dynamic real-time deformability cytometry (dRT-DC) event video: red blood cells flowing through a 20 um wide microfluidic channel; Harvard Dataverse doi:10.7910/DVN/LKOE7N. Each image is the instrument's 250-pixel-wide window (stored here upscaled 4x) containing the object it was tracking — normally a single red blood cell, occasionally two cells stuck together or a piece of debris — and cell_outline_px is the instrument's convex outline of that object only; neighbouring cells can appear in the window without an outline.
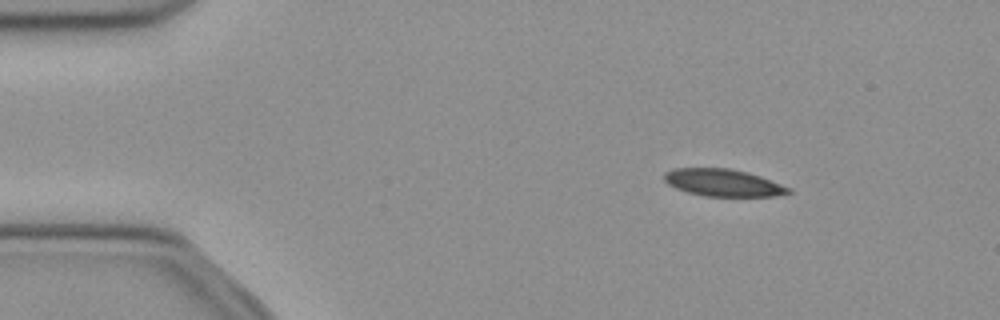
{"species": "common noctule bat (a hibernating species)", "species_latin": "Nyctalus noctula", "temperature_condition": "cold", "stored_images_in_passage": 45, "camera_frame_rate_fps": 3000, "um_per_image_px": 0.085, "animal": {"sex": "female", "body_mass_g": 21.9}, "frame": {"image": 1, "passage_image": 1, "time_ms": 0.0, "image_size_px": [1000, 320], "cell_outline_px": [[792, 192], [776, 196], [708, 196], [688, 192], [676, 188], [668, 184], [664, 180], [664, 172], [672, 168], [728, 168], [748, 172], [760, 176], [792, 188]], "centroid_in_image_um": [61.47, 15.52], "position_along_channel_um": 23.5, "area_um2": 19.71}}
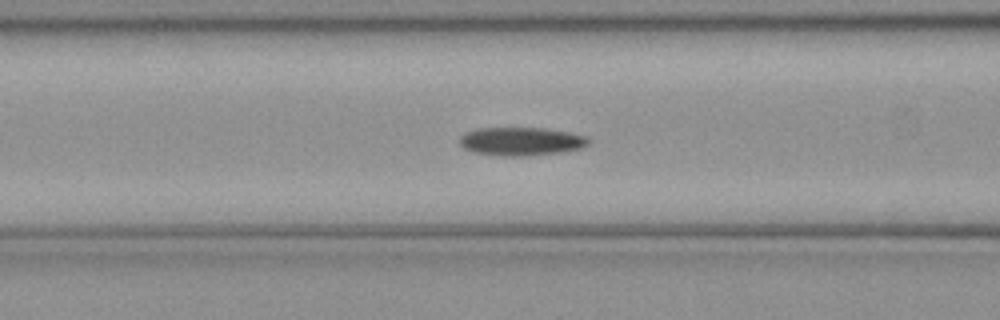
{"frame": {"image": 2, "passage_image": 14, "time_ms": 4.333, "image_size_px": [1000, 320], "cell_outline_px": [[592, 140], [588, 144], [580, 148], [560, 152], [524, 156], [504, 156], [472, 152], [464, 148], [460, 144], [460, 136], [464, 132], [476, 128], [544, 128], [568, 132], [588, 136]], "centroid_in_image_um": [44.29, 12.01], "position_along_channel_um": 122.3, "area_um2": 21.39}}
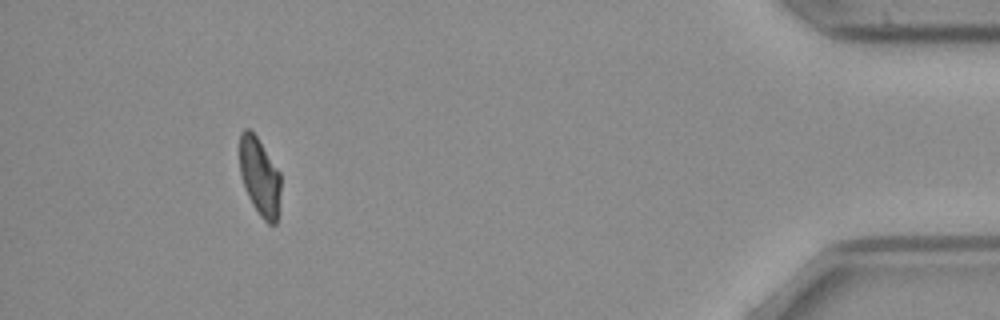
{"frame": {"image": 3, "passage_image": 41, "time_ms": 13.333, "image_size_px": [1000, 320], "cell_outline_px": [[280, 192], [276, 224], [268, 224], [260, 216], [252, 204], [244, 188], [240, 172], [240, 132], [244, 128], [248, 128], [256, 136], [280, 172]], "centroid_in_image_um": [22.06, 15.02], "position_along_channel_um": 413.1, "area_um2": 18.55}, "authors_computed_cell_mechanics": {"area_um2": 20.6924, "velocity_mm_per_s": 3.9728, "shape_relaxation_time_tau1_ms": 5.2842, "shape_relaxation_time_tau2_ms": null, "deformation_change_tau1": 0.1408, "deformation_change_tau2": null}}